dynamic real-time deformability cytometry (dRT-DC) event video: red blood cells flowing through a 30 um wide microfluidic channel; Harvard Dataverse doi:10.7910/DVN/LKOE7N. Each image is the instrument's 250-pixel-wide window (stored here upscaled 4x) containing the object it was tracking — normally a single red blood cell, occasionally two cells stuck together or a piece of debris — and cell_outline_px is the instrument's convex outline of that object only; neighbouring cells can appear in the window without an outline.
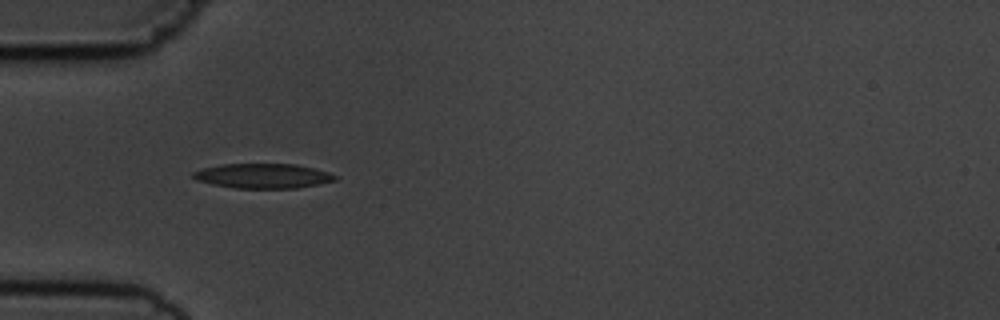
{"species": "common noctule bat (a hibernating species)", "species_latin": "Nyctalus noctula", "temperature_condition": "cold", "stored_images_in_passage": 14, "camera_frame_rate_fps": 3000, "um_per_image_px": 0.085, "animal": {"sex": "male", "body_mass_g": 19.5, "forearm_length_mm": 54.6}, "frame": {"image": 1, "passage_image": 4, "time_ms": 4.0, "image_size_px": [1000, 320], "cell_outline_px": [[340, 176], [336, 180], [320, 184], [296, 188], [236, 188], [212, 184], [196, 180], [192, 176], [192, 172], [204, 168], [220, 164], [296, 164], [328, 172]], "centroid_in_image_um": [22.37, 14.95], "position_along_channel_um": 62.6, "area_um2": 20.46}}
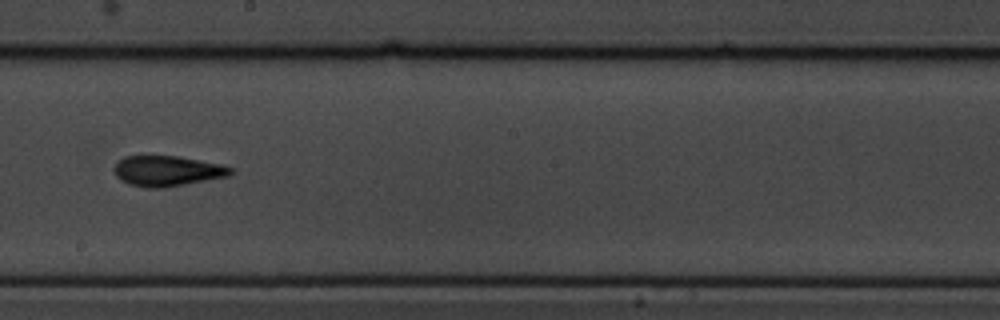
{"frame": {"image": 2, "passage_image": 8, "time_ms": 8.667, "image_size_px": [1000, 320], "cell_outline_px": [[232, 172], [228, 176], [184, 184], [160, 188], [148, 188], [128, 184], [120, 180], [116, 176], [112, 168], [124, 156], [180, 156], [220, 164], [232, 168]], "centroid_in_image_um": [14.17, 14.53], "position_along_channel_um": 234.0, "area_um2": 20.52}}
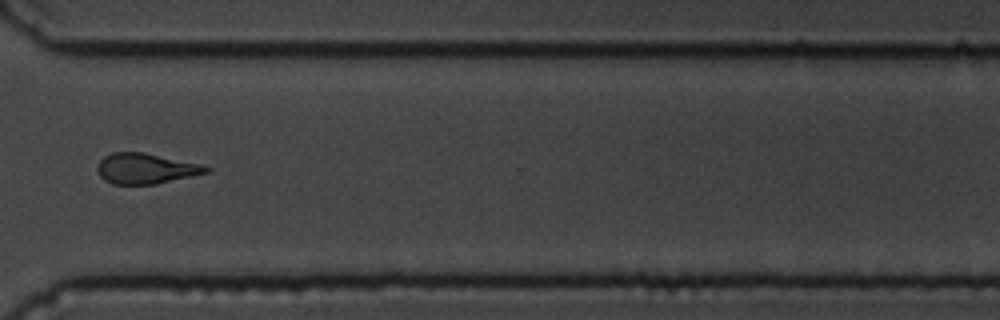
{"frame": {"image": 3, "passage_image": 11, "time_ms": 12.0, "image_size_px": [1000, 320], "cell_outline_px": [[212, 172], [156, 184], [112, 184], [104, 180], [100, 176], [96, 168], [100, 160], [104, 156], [112, 152], [144, 152], [200, 164], [212, 168]], "centroid_in_image_um": [12.4, 14.33], "position_along_channel_um": 358.2, "area_um2": 19.48}, "authors_computed_cell_mechanics": {"area_um2": 19.4786, "velocity_mm_per_s": 3.7369, "shape_relaxation_time_tau1_ms": 2.302, "shape_relaxation_time_tau2_ms": 2.34, "deformation_change_tau1": 0.1196, "deformation_change_tau2": 0.1132}}